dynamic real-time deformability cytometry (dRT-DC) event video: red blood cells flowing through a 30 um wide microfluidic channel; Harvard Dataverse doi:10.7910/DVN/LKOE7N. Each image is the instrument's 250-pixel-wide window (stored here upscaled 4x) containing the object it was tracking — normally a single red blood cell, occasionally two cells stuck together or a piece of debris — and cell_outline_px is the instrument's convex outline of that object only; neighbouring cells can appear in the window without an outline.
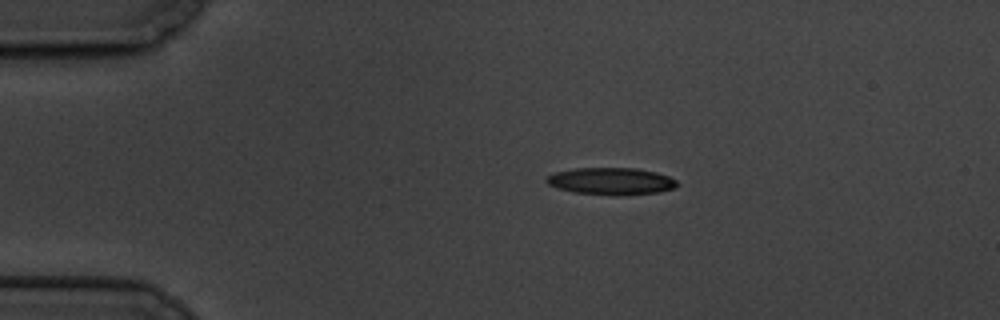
{"species": "common noctule bat (a hibernating species)", "species_latin": "Nyctalus noctula", "temperature_condition": "cold", "stored_images_in_passage": 9, "camera_frame_rate_fps": 3000, "um_per_image_px": 0.085, "animal": {"sex": "male", "body_mass_g": 19.5, "forearm_length_mm": 54.6}, "frame": {"image": 1, "passage_image": 1, "time_ms": 0.0, "image_size_px": [1000, 320], "cell_outline_px": [[680, 184], [676, 188], [660, 192], [576, 192], [556, 188], [548, 184], [544, 180], [548, 176], [556, 172], [576, 168], [636, 168], [656, 172], [668, 176], [676, 180]], "centroid_in_image_um": [51.95, 15.34], "position_along_channel_um": 33.0, "area_um2": 19.54}}
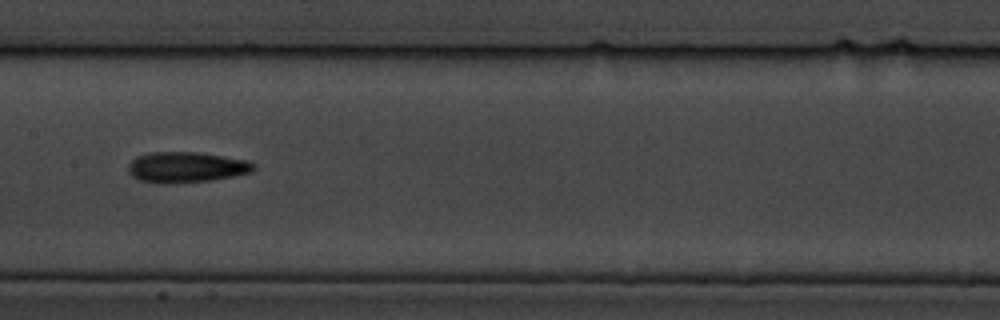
{"frame": {"image": 2, "passage_image": 6, "time_ms": 6.0, "image_size_px": [1000, 320], "cell_outline_px": [[256, 168], [252, 172], [212, 180], [168, 184], [164, 184], [136, 180], [128, 172], [128, 164], [136, 156], [148, 152], [200, 152], [248, 160], [256, 164]], "centroid_in_image_um": [15.82, 14.21], "position_along_channel_um": 191.6, "area_um2": 22.77}}
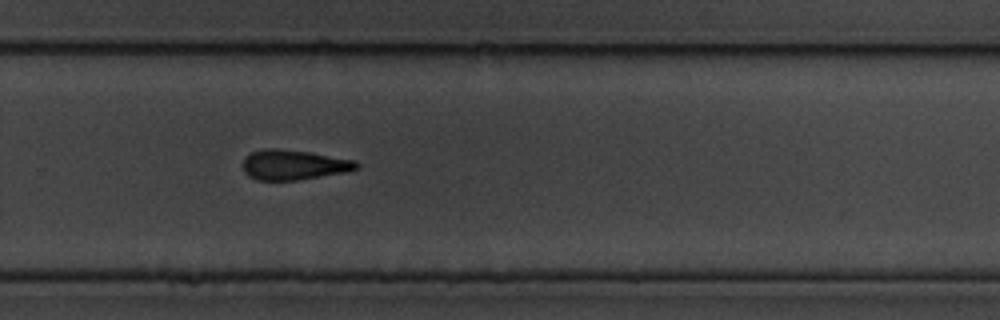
{"frame": {"image": 3, "passage_image": 9, "time_ms": 9.333, "image_size_px": [1000, 320], "cell_outline_px": [[360, 168], [348, 172], [296, 180], [256, 180], [248, 176], [244, 172], [244, 156], [252, 152], [264, 148], [280, 148], [312, 152], [356, 160], [360, 164]], "centroid_in_image_um": [25.0, 14.0], "position_along_channel_um": 304.8, "area_um2": 20.23}}